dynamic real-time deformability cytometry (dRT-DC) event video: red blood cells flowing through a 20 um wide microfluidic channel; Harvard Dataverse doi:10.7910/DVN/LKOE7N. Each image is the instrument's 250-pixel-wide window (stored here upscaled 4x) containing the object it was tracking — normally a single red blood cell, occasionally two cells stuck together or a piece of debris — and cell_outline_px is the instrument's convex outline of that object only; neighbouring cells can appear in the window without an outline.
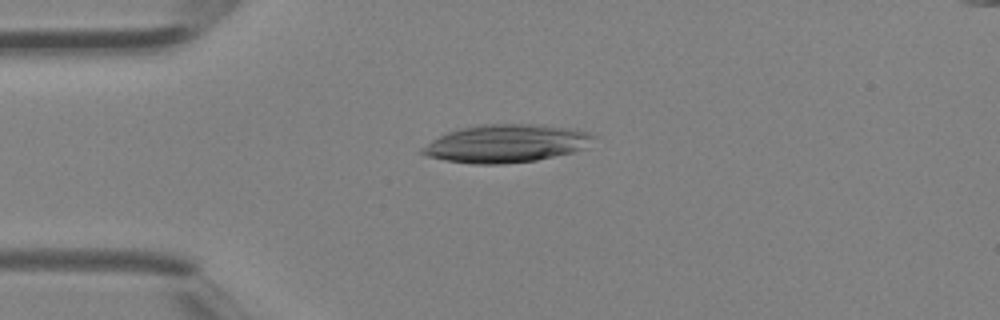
{"species": "Egyptian fruit bat (a non-hibernating species)", "species_latin": "Rousettus aegyptiacus", "temperature_condition": "room temperature", "stored_images_in_passage": 2, "camera_frame_rate_fps": 3000, "um_per_image_px": 0.085, "animal": {"sex": "female"}, "frame": {"image": 1, "passage_image": 2, "time_ms": 0.333, "image_size_px": [1000, 320], "cell_outline_px": [[596, 136], [584, 148], [572, 152], [536, 160], [504, 164], [472, 164], [444, 160], [424, 156], [420, 152], [420, 148], [432, 140], [448, 132], [460, 128], [480, 124], [544, 124], [576, 128], [588, 132]], "centroid_in_image_um": [43.01, 12.19], "position_along_channel_um": 42.0, "area_um2": 38.15}}